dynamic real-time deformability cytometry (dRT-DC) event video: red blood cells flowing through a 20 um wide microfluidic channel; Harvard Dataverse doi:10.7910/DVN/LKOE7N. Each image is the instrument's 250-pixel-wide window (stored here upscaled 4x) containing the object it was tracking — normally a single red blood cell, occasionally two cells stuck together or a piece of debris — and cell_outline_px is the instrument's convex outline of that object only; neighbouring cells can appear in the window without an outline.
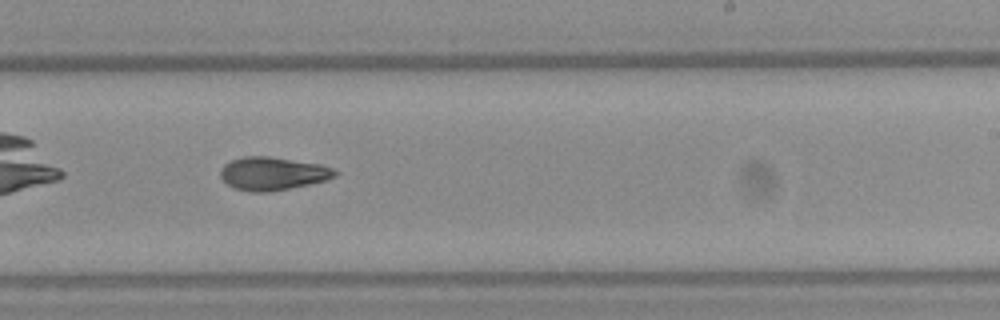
{"species": "Egyptian fruit bat (a non-hibernating species)", "species_latin": "Rousettus aegyptiacus", "temperature_condition": "warm", "stored_images_in_passage": 33, "camera_frame_rate_fps": 3000, "um_per_image_px": 0.085, "frame": {"image": 1, "passage_image": 19, "time_ms": 6.0, "image_size_px": [1000, 320], "cell_outline_px": [[340, 172], [336, 176], [324, 180], [308, 184], [268, 192], [252, 192], [236, 188], [228, 184], [220, 176], [220, 168], [224, 164], [232, 160], [244, 156], [268, 156], [320, 164], [332, 168]], "centroid_in_image_um": [23.17, 14.74], "position_along_channel_um": 265.8, "area_um2": 21.91}}
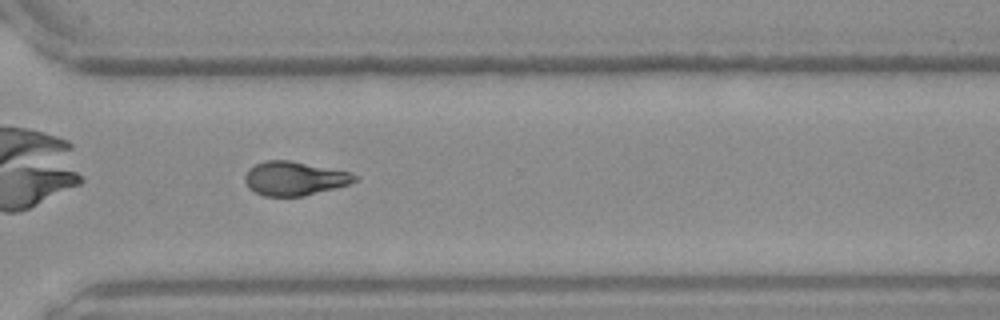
{"frame": {"image": 2, "passage_image": 24, "time_ms": 7.667, "image_size_px": [1000, 320], "cell_outline_px": [[360, 180], [336, 188], [304, 196], [264, 196], [248, 188], [244, 180], [244, 176], [248, 168], [256, 164], [268, 160], [288, 160], [348, 172], [360, 176]], "centroid_in_image_um": [25.02, 15.18], "position_along_channel_um": 345.6, "area_um2": 21.68}}